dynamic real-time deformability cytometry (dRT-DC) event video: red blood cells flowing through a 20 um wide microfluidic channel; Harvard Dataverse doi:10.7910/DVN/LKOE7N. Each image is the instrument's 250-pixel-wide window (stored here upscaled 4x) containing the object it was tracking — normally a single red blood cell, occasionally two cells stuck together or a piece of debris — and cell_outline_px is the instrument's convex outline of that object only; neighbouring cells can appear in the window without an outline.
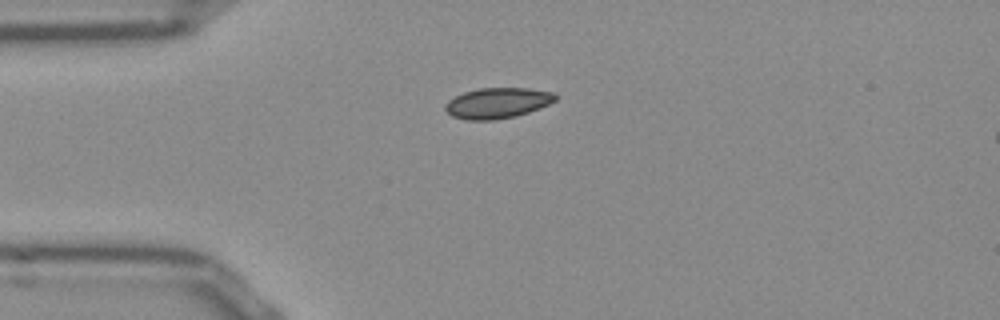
{"species": "Egyptian fruit bat (a non-hibernating species)", "species_latin": "Rousettus aegyptiacus", "temperature_condition": "room temperature", "stored_images_in_passage": 40, "camera_frame_rate_fps": 3000, "um_per_image_px": 0.085, "frame": {"image": 1, "passage_image": 1, "time_ms": 0.0, "image_size_px": [1000, 320], "cell_outline_px": [[556, 100], [548, 104], [528, 112], [512, 116], [492, 120], [468, 120], [452, 116], [444, 108], [448, 100], [464, 92], [480, 88], [528, 88], [556, 92]], "centroid_in_image_um": [42.29, 8.74], "position_along_channel_um": 42.7, "area_um2": 19.42}}
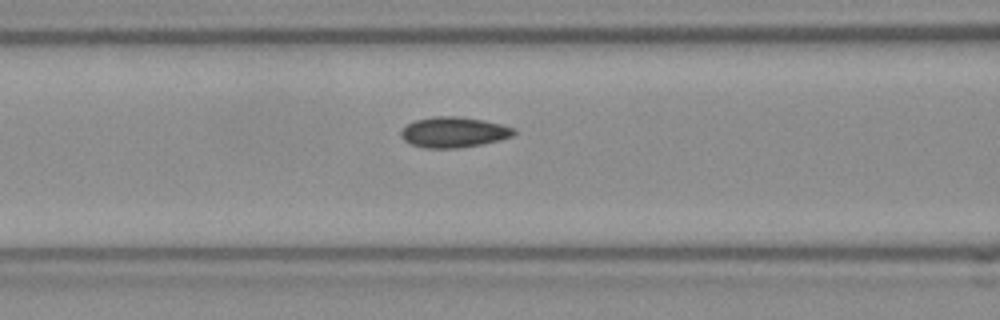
{"frame": {"image": 2, "passage_image": 9, "time_ms": 2.667, "image_size_px": [1000, 320], "cell_outline_px": [[516, 132], [512, 136], [500, 140], [484, 144], [460, 148], [424, 148], [412, 144], [404, 140], [400, 136], [400, 132], [408, 124], [416, 120], [432, 116], [456, 116], [484, 120], [516, 128]], "centroid_in_image_um": [38.59, 11.24], "position_along_channel_um": 128.0, "area_um2": 20.17}}
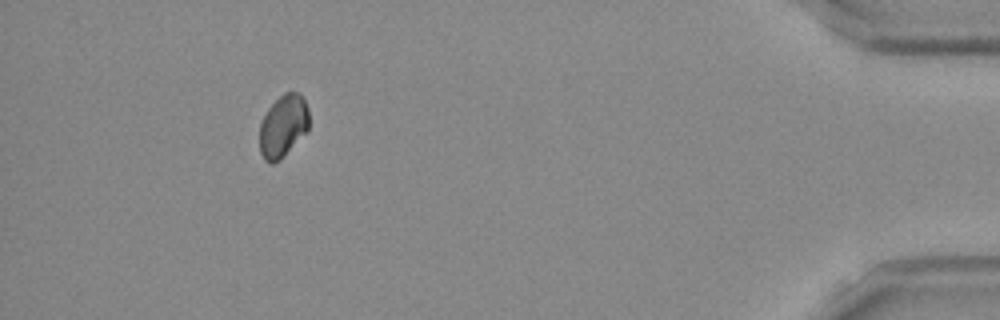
{"frame": {"image": 3, "passage_image": 36, "time_ms": 11.667, "image_size_px": [1000, 320], "cell_outline_px": [[308, 132], [280, 160], [272, 164], [268, 164], [264, 160], [260, 152], [260, 124], [268, 108], [284, 92], [300, 92], [308, 108]], "centroid_in_image_um": [24.07, 10.74], "position_along_channel_um": 411.1, "area_um2": 18.15}}